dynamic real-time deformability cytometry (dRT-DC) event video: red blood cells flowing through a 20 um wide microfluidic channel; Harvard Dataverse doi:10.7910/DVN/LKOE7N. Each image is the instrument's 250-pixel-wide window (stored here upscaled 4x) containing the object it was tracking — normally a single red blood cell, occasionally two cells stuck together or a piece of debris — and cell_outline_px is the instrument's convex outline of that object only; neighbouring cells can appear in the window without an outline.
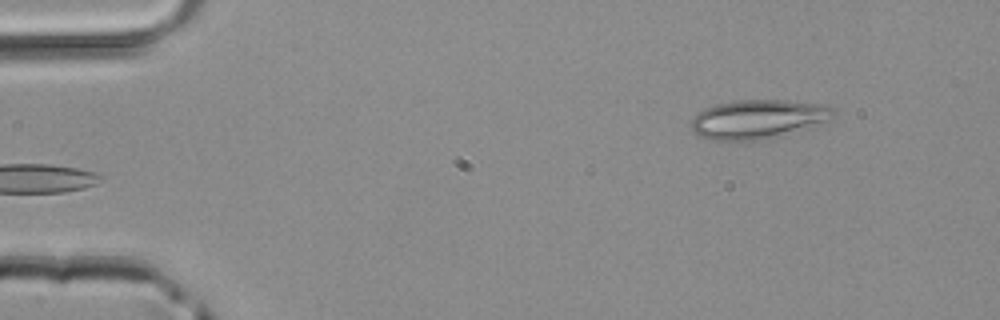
{"species": "common noctule bat (a hibernating species)", "species_latin": "Nyctalus noctula", "temperature_condition": "room temperature", "stored_images_in_passage": 4, "camera_frame_rate_fps": 3000, "um_per_image_px": 0.085, "animal": {"sex": "male", "body_mass_g": 20.4}, "frame": {"image": 1, "passage_image": 4, "time_ms": 1.0, "image_size_px": [1000, 320], "cell_outline_px": [[836, 116], [828, 120], [760, 140], [712, 140], [700, 136], [692, 132], [692, 120], [704, 108], [716, 104], [736, 100], [788, 100], [824, 104], [836, 108]], "centroid_in_image_um": [64.42, 10.1], "position_along_channel_um": 20.6, "area_um2": 31.85}}